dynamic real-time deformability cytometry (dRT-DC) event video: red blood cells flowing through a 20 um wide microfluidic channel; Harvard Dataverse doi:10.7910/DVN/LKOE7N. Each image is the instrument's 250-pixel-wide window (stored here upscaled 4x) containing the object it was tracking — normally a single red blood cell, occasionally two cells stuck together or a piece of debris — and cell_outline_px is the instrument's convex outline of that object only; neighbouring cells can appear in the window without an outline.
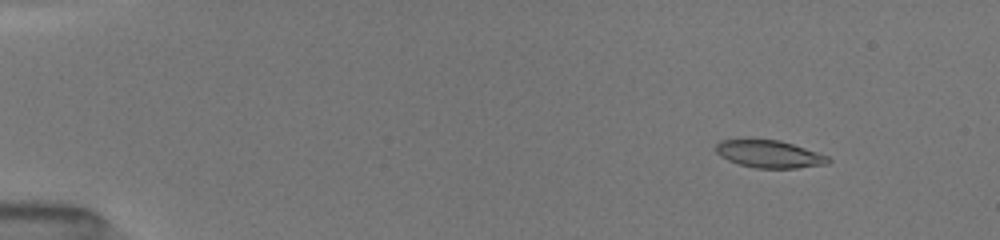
{"species": "common noctule bat (a hibernating species)", "species_latin": "Nyctalus noctula", "temperature_condition": "room temperature", "stored_images_in_passage": 57, "camera_frame_rate_fps": 3000, "um_per_image_px": 0.085, "animal": {"sex": "female", "body_mass_g": 19.5, "forearm_length_mm": 54.1}, "frame": {"image": 1, "passage_image": 13, "time_ms": 2.0, "image_size_px": [1000, 240], "cell_outline_px": [[832, 160], [828, 164], [796, 168], [756, 168], [740, 164], [728, 160], [720, 156], [716, 152], [716, 144], [720, 140], [748, 136], [780, 140], [828, 156]], "centroid_in_image_um": [65.32, 13.04], "position_along_channel_um": 19.7, "area_um2": 18.61}}
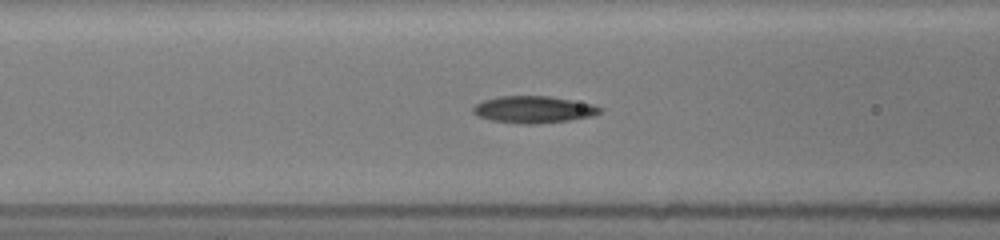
{"frame": {"image": 2, "passage_image": 44, "time_ms": 7.333, "image_size_px": [1000, 240], "cell_outline_px": [[604, 108], [600, 112], [592, 116], [568, 120], [536, 124], [524, 124], [492, 120], [480, 116], [472, 112], [472, 108], [476, 104], [484, 100], [500, 96], [552, 96], [592, 104]], "centroid_in_image_um": [45.37, 9.3], "position_along_channel_um": 121.2, "area_um2": 19.77}}
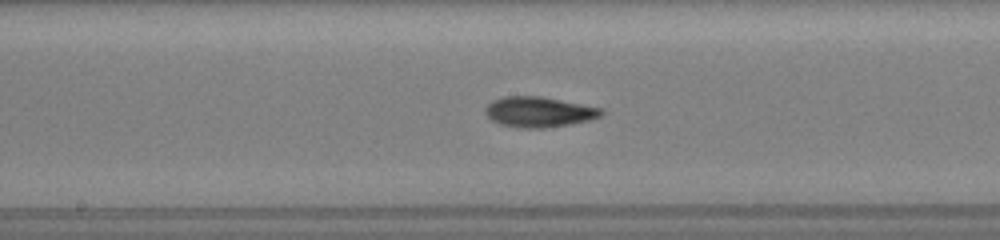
{"frame": {"image": 3, "passage_image": 56, "time_ms": 9.333, "image_size_px": [1000, 240], "cell_outline_px": [[604, 112], [600, 116], [588, 120], [548, 128], [520, 128], [500, 124], [492, 120], [484, 112], [484, 108], [492, 100], [504, 96], [540, 96], [604, 108]], "centroid_in_image_um": [45.79, 9.51], "position_along_channel_um": 202.4, "area_um2": 20.58}}